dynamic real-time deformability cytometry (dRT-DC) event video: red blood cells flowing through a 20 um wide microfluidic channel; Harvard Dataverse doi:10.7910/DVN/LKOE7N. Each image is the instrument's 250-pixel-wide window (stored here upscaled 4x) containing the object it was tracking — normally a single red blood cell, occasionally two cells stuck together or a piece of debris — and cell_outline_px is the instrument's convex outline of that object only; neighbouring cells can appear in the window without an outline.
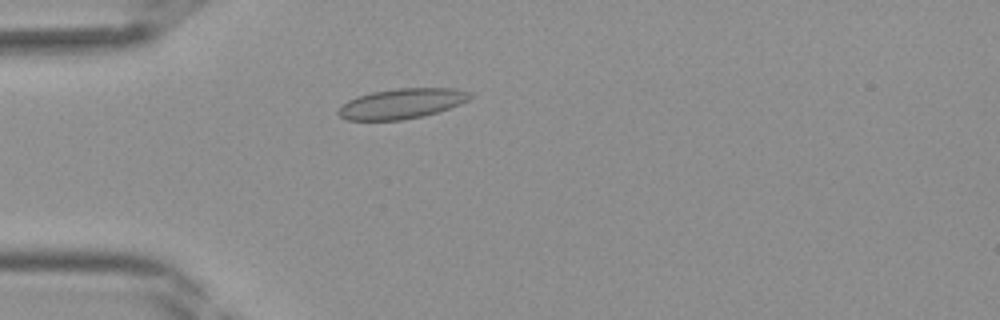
{"species": "Egyptian fruit bat (a non-hibernating species)", "species_latin": "Rousettus aegyptiacus", "temperature_condition": "room temperature", "stored_images_in_passage": 39, "camera_frame_rate_fps": 3000, "um_per_image_px": 0.085, "frame": {"image": 1, "passage_image": 10, "time_ms": 3.0, "image_size_px": [1000, 320], "cell_outline_px": [[472, 96], [468, 100], [460, 104], [424, 116], [400, 120], [344, 120], [336, 112], [348, 100], [356, 96], [372, 92], [396, 88], [452, 88], [472, 92]], "centroid_in_image_um": [34.14, 8.8], "position_along_channel_um": 50.9, "area_um2": 23.12}}
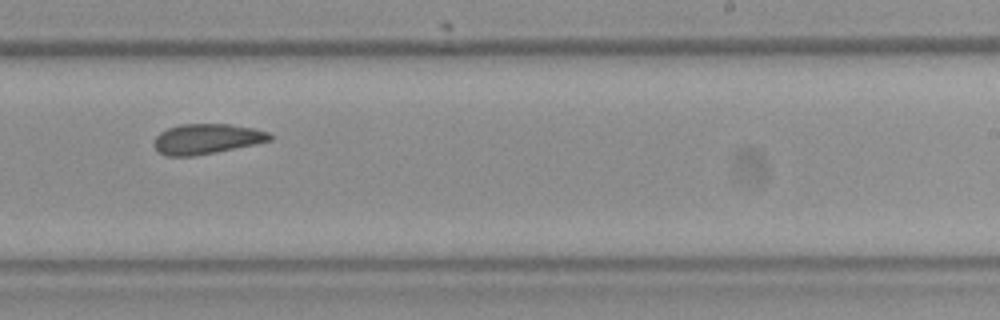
{"frame": {"image": 2, "passage_image": 24, "time_ms": 7.667, "image_size_px": [1000, 320], "cell_outline_px": [[272, 140], [256, 144], [216, 152], [192, 156], [164, 156], [156, 152], [152, 144], [156, 136], [160, 132], [168, 128], [180, 124], [232, 124], [252, 128], [268, 132], [272, 136]], "centroid_in_image_um": [17.52, 11.81], "position_along_channel_um": 271.5, "area_um2": 20.58}}
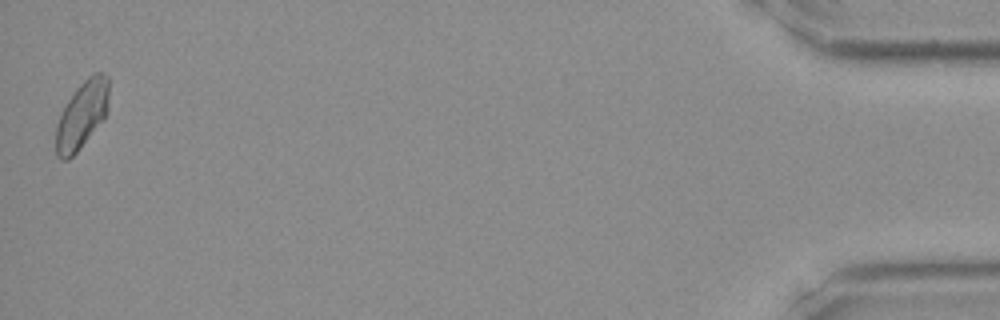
{"frame": {"image": 3, "passage_image": 39, "time_ms": 12.667, "image_size_px": [1000, 320], "cell_outline_px": [[108, 112], [104, 120], [80, 148], [68, 160], [60, 160], [56, 156], [56, 128], [60, 116], [68, 100], [76, 88], [92, 72], [104, 72], [108, 76]], "centroid_in_image_um": [6.99, 9.76], "position_along_channel_um": 428.2, "area_um2": 20.92}}